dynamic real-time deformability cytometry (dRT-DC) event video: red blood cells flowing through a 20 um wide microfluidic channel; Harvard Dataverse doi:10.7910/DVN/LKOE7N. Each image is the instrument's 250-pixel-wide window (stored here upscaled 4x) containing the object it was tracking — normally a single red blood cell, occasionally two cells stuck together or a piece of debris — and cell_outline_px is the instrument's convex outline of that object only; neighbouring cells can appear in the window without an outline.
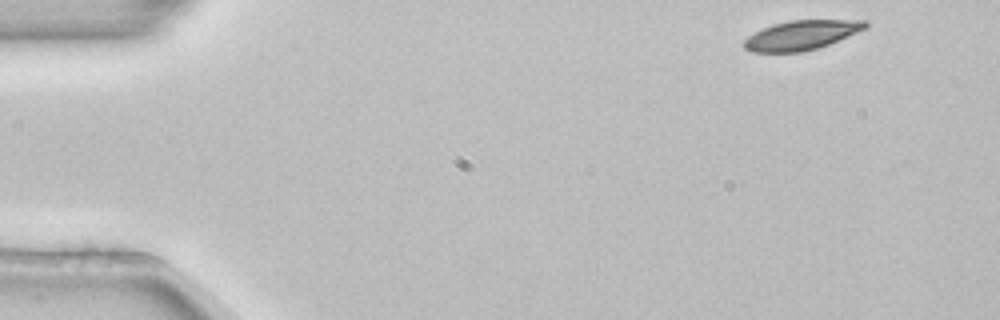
{"species": "common noctule bat (a hibernating species)", "species_latin": "Nyctalus noctula", "temperature_condition": "room temperature", "stored_images_in_passage": 5, "camera_frame_rate_fps": 3000, "um_per_image_px": 0.085, "animal": {"sex": "female", "body_mass_g": 22.7, "forearm_length_mm": 54.2}, "frame": {"image": 1, "passage_image": 1, "time_ms": 0.0, "image_size_px": [1000, 320], "cell_outline_px": [[868, 24], [864, 28], [856, 32], [828, 44], [816, 48], [800, 52], [752, 52], [744, 48], [744, 40], [748, 36], [772, 24], [792, 20], [868, 20]], "centroid_in_image_um": [68.09, 2.98], "position_along_channel_um": 16.9, "area_um2": 20.4}}
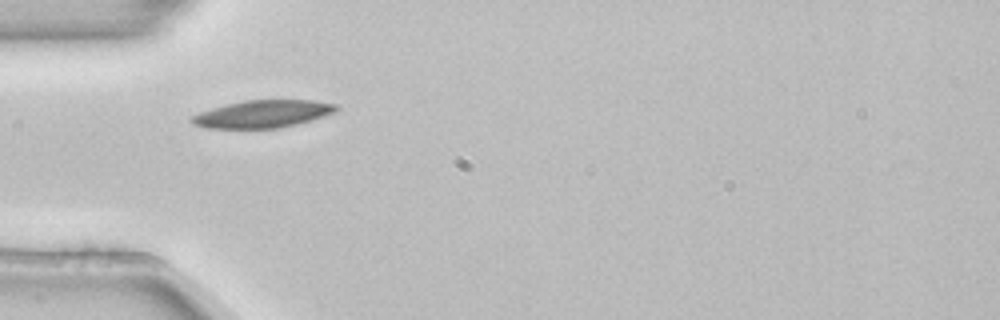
{"frame": {"image": 2, "passage_image": 4, "time_ms": 1.0, "image_size_px": [1000, 320], "cell_outline_px": [[340, 108], [336, 112], [312, 120], [280, 128], [204, 128], [192, 124], [188, 120], [192, 116], [200, 112], [212, 108], [244, 100], [316, 100], [336, 104]], "centroid_in_image_um": [22.35, 9.69], "position_along_channel_um": 62.7, "area_um2": 23.29}}